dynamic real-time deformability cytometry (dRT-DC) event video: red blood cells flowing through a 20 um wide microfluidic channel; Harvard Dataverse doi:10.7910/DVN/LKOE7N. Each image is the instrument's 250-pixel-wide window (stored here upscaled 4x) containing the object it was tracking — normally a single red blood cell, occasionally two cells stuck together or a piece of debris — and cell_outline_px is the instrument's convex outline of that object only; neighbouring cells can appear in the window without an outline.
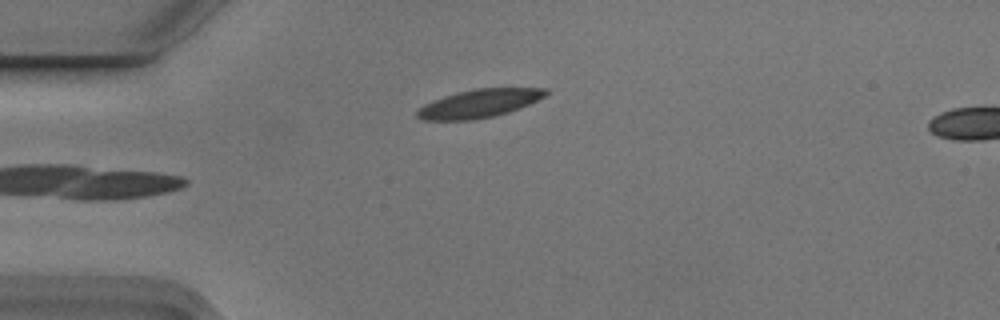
{"species": "Egyptian fruit bat (a non-hibernating species)", "species_latin": "Rousettus aegyptiacus", "temperature_condition": "cold", "stored_images_in_passage": 5, "camera_frame_rate_fps": 3000, "um_per_image_px": 0.085, "animal": {"sex": "male"}, "frame": {"image": 1, "passage_image": 5, "time_ms": 1.333, "image_size_px": [1000, 320], "cell_outline_px": [[548, 92], [544, 96], [528, 104], [508, 112], [492, 116], [472, 120], [420, 120], [416, 116], [416, 112], [424, 104], [432, 100], [456, 92], [476, 88], [548, 88]], "centroid_in_image_um": [40.68, 8.79], "position_along_channel_um": 44.3, "area_um2": 21.04}}